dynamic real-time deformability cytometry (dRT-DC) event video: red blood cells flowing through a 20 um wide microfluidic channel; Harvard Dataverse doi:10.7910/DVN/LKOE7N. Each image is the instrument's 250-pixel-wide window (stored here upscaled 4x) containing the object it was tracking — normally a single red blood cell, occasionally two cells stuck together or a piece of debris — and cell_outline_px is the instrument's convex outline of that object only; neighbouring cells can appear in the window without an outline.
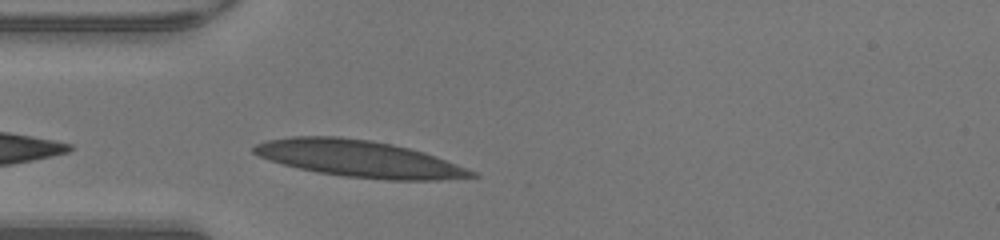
{"species": "human", "species_latin": "Homo sapiens", "temperature_condition": "warm", "stored_images_in_passage": 26, "camera_frame_rate_fps": 3000, "um_per_image_px": 0.085, "donor": {"sex": "male"}, "frame": {"image": 1, "passage_image": 1, "time_ms": 0.0, "image_size_px": [1000, 240], "cell_outline_px": [[480, 176], [440, 180], [388, 180], [344, 176], [316, 172], [284, 164], [260, 156], [252, 152], [252, 148], [256, 144], [268, 140], [292, 136], [340, 136], [372, 140], [392, 144], [424, 152], [436, 156], [468, 168], [476, 172]], "centroid_in_image_um": [30.56, 13.49], "position_along_channel_um": 54.4, "area_um2": 46.41}}
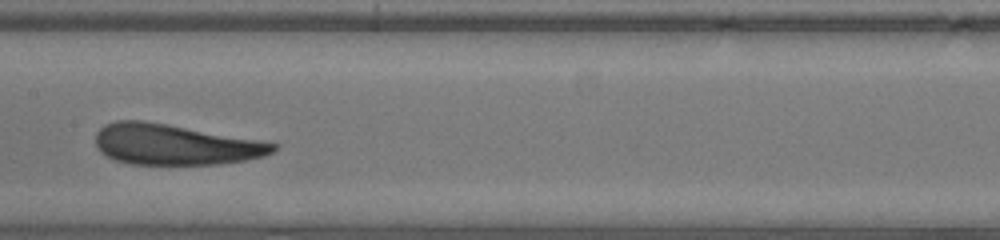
{"frame": {"image": 2, "passage_image": 11, "time_ms": 3.333, "image_size_px": [1000, 240], "cell_outline_px": [[280, 144], [272, 152], [264, 156], [244, 160], [220, 164], [128, 164], [116, 160], [100, 152], [96, 144], [96, 132], [104, 124], [116, 120], [144, 120], [168, 124]], "centroid_in_image_um": [14.83, 12.28], "position_along_channel_um": 192.6, "area_um2": 41.91}}
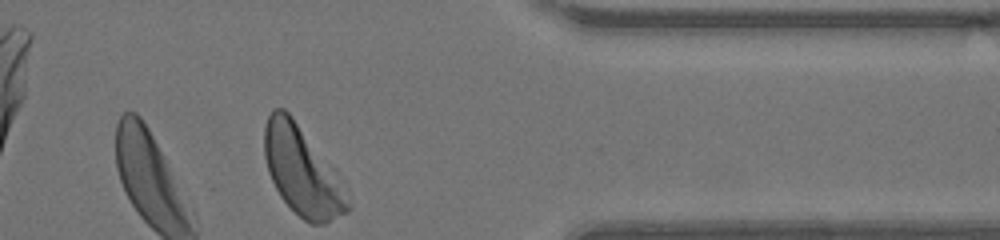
{"frame": {"image": 3, "passage_image": 26, "time_ms": 8.333, "image_size_px": [1000, 240], "cell_outline_px": [[352, 208], [348, 212], [324, 224], [312, 224], [304, 220], [280, 196], [268, 172], [264, 156], [264, 128], [268, 116], [272, 108], [284, 108], [292, 116], [352, 204]], "centroid_in_image_um": [25.59, 14.58], "position_along_channel_um": 385.8, "area_um2": 40.92}, "authors_computed_cell_mechanics": {"area_um2": 41.9339, "velocity_mm_per_s": 4.2515, "shape_relaxation_time_tau1_ms": 3.4187, "shape_relaxation_time_tau2_ms": 1.7097, "deformation_change_tau1": 0.1483, "deformation_change_tau2": 0.1057}}